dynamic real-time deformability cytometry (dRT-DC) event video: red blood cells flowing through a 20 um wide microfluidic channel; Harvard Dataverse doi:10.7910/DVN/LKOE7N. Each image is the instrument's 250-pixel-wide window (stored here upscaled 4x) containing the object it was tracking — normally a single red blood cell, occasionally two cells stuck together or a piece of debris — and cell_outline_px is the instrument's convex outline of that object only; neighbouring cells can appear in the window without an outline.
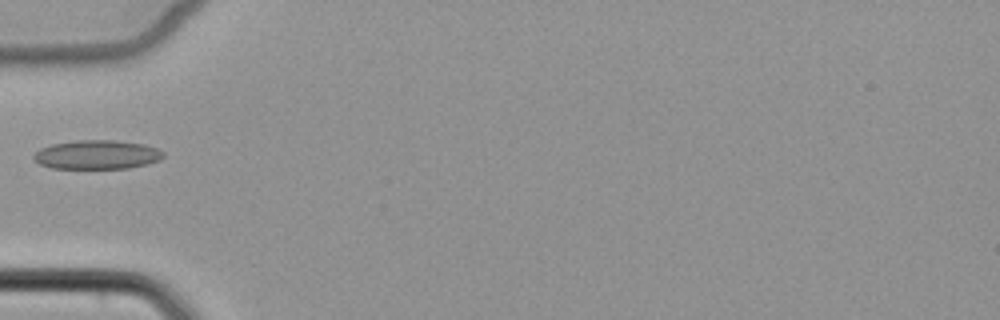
{"species": "common noctule bat (a hibernating species)", "species_latin": "Nyctalus noctula", "temperature_condition": "cold", "stored_images_in_passage": 5, "camera_frame_rate_fps": 3000, "um_per_image_px": 0.085, "animal": {"sex": "female", "body_mass_g": 22.7, "forearm_length_mm": 54.2}, "frame": {"image": 1, "passage_image": 5, "time_ms": 4.667, "image_size_px": [1000, 320], "cell_outline_px": [[164, 156], [160, 160], [148, 164], [128, 168], [52, 168], [40, 164], [32, 156], [40, 148], [52, 144], [76, 140], [116, 140], [144, 144], [156, 148], [164, 152]], "centroid_in_image_um": [8.27, 13.14], "position_along_channel_um": 76.7, "area_um2": 21.91}}